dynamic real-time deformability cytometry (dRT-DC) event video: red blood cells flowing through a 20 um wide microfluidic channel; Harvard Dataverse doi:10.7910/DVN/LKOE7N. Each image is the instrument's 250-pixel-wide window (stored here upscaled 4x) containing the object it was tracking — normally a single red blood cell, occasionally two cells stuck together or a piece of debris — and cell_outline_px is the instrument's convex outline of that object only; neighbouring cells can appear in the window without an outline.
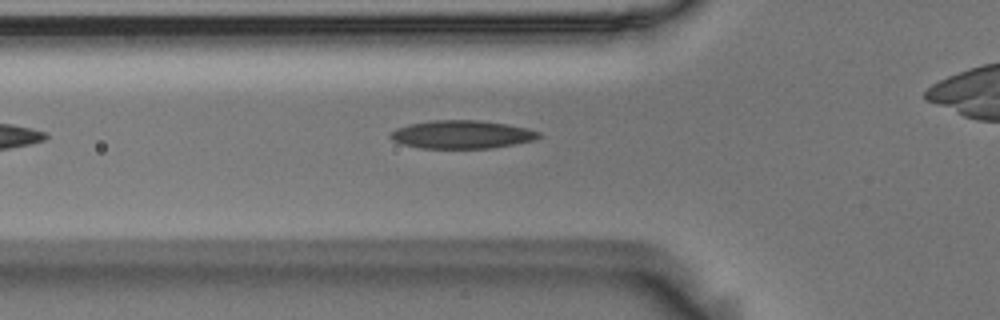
{"species": "Egyptian fruit bat (a non-hibernating species)", "species_latin": "Rousettus aegyptiacus", "temperature_condition": "room temperature", "stored_images_in_passage": 6, "camera_frame_rate_fps": 3000, "um_per_image_px": 0.085, "animal": {"sex": "male"}, "frame": {"image": 1, "passage_image": 5, "time_ms": 1.333, "image_size_px": [1000, 320], "cell_outline_px": [[540, 136], [536, 140], [492, 148], [420, 148], [404, 144], [392, 140], [388, 136], [396, 128], [408, 124], [432, 120], [480, 120], [508, 124], [528, 128], [540, 132]], "centroid_in_image_um": [39.27, 11.42], "position_along_channel_um": 86.5, "area_um2": 24.45}}